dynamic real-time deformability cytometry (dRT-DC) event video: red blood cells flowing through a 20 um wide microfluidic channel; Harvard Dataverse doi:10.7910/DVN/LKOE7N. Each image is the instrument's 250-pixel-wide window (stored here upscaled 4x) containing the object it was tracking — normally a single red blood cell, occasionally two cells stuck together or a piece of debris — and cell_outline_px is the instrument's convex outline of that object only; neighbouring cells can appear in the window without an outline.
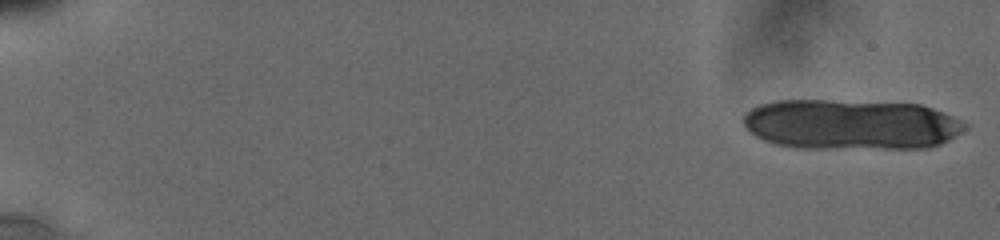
{"species": "human", "species_latin": "Homo sapiens", "temperature_condition": "cold", "stored_images_in_passage": 8, "camera_frame_rate_fps": 3000, "um_per_image_px": 0.085, "donor": {"sex": "male"}, "frame": {"image": 1, "passage_image": 1, "time_ms": 0.0, "image_size_px": [1000, 240], "cell_outline_px": [[964, 128], [948, 140], [940, 144], [928, 148], [796, 148], [776, 144], [764, 140], [756, 136], [744, 124], [744, 116], [752, 108], [760, 104], [776, 100], [828, 100], [920, 104], [932, 108], [952, 116], [960, 120], [964, 124]], "centroid_in_image_um": [72.31, 10.58], "position_along_channel_um": 12.7, "area_um2": 64.68}}